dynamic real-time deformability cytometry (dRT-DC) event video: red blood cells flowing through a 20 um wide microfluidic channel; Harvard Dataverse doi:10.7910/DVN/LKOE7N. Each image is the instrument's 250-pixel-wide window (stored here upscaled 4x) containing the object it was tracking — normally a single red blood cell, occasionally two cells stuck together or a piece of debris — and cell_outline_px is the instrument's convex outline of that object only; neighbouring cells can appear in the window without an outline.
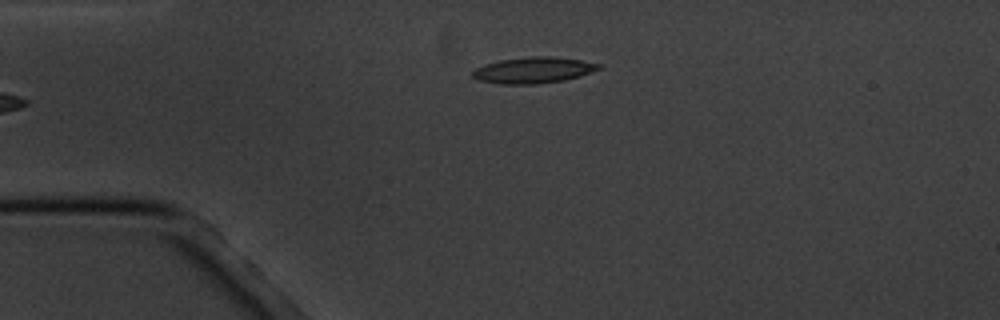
{"species": "common noctule bat (a hibernating species)", "species_latin": "Nyctalus noctula", "temperature_condition": "cold", "stored_images_in_passage": 5, "camera_frame_rate_fps": 3000, "um_per_image_px": 0.085, "animal": {"sex": "male", "body_mass_g": 20.1, "forearm_length_mm": 53.5}, "frame": {"image": 1, "passage_image": 5, "time_ms": 6.333, "image_size_px": [1000, 320], "cell_outline_px": [[600, 68], [580, 76], [564, 80], [536, 84], [500, 84], [476, 80], [472, 76], [472, 72], [476, 68], [484, 64], [500, 60], [532, 56], [556, 56], [580, 60], [600, 64]], "centroid_in_image_um": [45.3, 5.96], "position_along_channel_um": 39.7, "area_um2": 19.19}}